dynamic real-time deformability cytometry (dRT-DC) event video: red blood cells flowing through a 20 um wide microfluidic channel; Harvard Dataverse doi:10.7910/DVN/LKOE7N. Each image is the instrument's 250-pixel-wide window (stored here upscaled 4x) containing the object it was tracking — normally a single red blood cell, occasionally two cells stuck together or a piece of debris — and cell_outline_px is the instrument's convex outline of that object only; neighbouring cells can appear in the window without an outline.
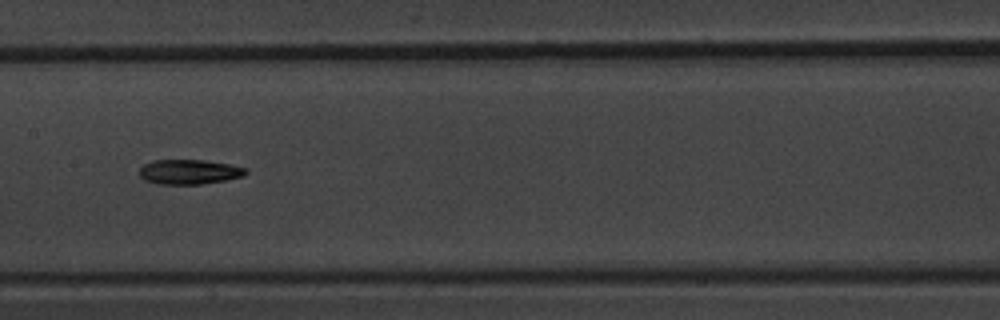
{"species": "common noctule bat (a hibernating species)", "species_latin": "Nyctalus noctula", "temperature_condition": "warm", "stored_images_in_passage": 10, "camera_frame_rate_fps": 3000, "um_per_image_px": 0.085, "animal": {"sex": "male", "body_mass_g": 20.1, "forearm_length_mm": 53.5}, "frame": {"image": 1, "passage_image": 4, "time_ms": 3.667, "image_size_px": [1000, 320], "cell_outline_px": [[248, 172], [244, 176], [224, 180], [200, 184], [160, 184], [144, 180], [140, 176], [140, 168], [144, 164], [152, 160], [204, 160], [228, 164], [248, 168]], "centroid_in_image_um": [16.09, 14.6], "position_along_channel_um": 191.3, "area_um2": 15.32}}
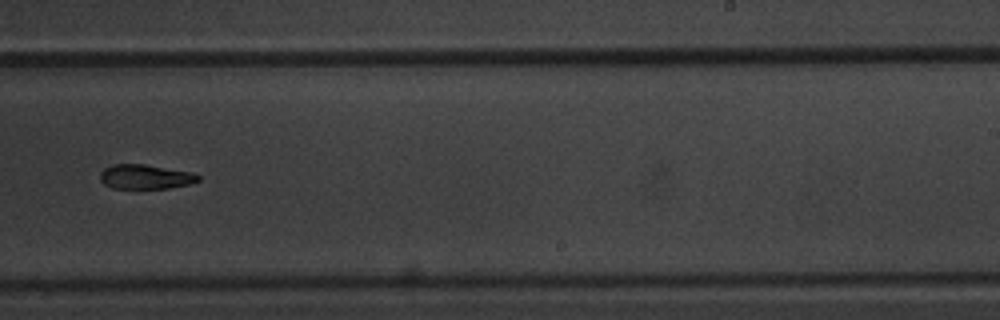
{"frame": {"image": 2, "passage_image": 6, "time_ms": 6.0, "image_size_px": [1000, 320], "cell_outline_px": [[200, 180], [188, 184], [168, 188], [112, 188], [104, 184], [100, 180], [100, 172], [104, 168], [112, 164], [144, 164], [196, 172], [200, 176]], "centroid_in_image_um": [12.37, 15.01], "position_along_channel_um": 276.6, "area_um2": 14.16}}
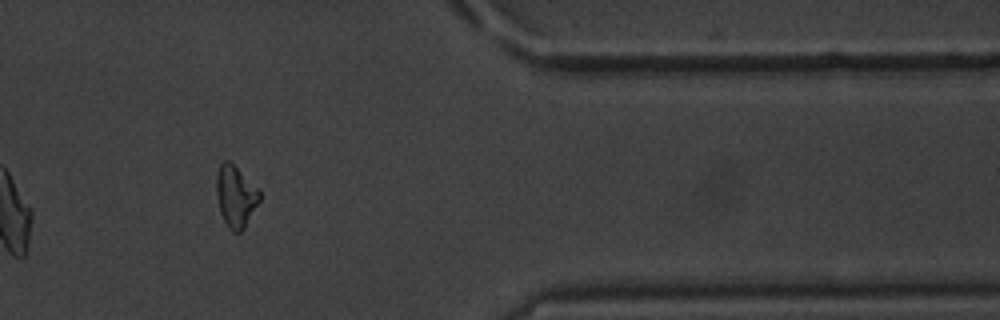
{"frame": {"image": 3, "passage_image": 9, "time_ms": 9.667, "image_size_px": [1000, 320], "cell_outline_px": [[260, 200], [244, 228], [240, 232], [232, 232], [228, 228], [220, 212], [216, 192], [216, 176], [220, 164], [224, 160], [228, 160], [260, 188]], "centroid_in_image_um": [20.04, 16.68], "position_along_channel_um": 391.4, "area_um2": 15.55}, "authors_computed_cell_mechanics": {"area_um2": 15.606, "velocity_mm_per_s": 3.6734, "shape_relaxation_time_tau1_ms": 4.8156, "shape_relaxation_time_tau2_ms": 6.8459, "deformation_change_tau1": 0.1634, "deformation_change_tau2": 0.1687}}